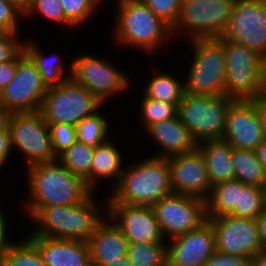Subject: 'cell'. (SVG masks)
Listing matches in <instances>:
<instances>
[{"instance_id":"cell-36","label":"cell","mask_w":266,"mask_h":266,"mask_svg":"<svg viewBox=\"0 0 266 266\" xmlns=\"http://www.w3.org/2000/svg\"><path fill=\"white\" fill-rule=\"evenodd\" d=\"M52 139V149L56 157L71 147L76 141L74 125L56 123L48 124Z\"/></svg>"},{"instance_id":"cell-39","label":"cell","mask_w":266,"mask_h":266,"mask_svg":"<svg viewBox=\"0 0 266 266\" xmlns=\"http://www.w3.org/2000/svg\"><path fill=\"white\" fill-rule=\"evenodd\" d=\"M19 16L23 13L6 0H0V28L7 33H18Z\"/></svg>"},{"instance_id":"cell-3","label":"cell","mask_w":266,"mask_h":266,"mask_svg":"<svg viewBox=\"0 0 266 266\" xmlns=\"http://www.w3.org/2000/svg\"><path fill=\"white\" fill-rule=\"evenodd\" d=\"M92 192L84 201L74 205L41 208L31 219L39 226L31 234L53 239L87 242L97 225L106 217ZM94 195V196H93Z\"/></svg>"},{"instance_id":"cell-17","label":"cell","mask_w":266,"mask_h":266,"mask_svg":"<svg viewBox=\"0 0 266 266\" xmlns=\"http://www.w3.org/2000/svg\"><path fill=\"white\" fill-rule=\"evenodd\" d=\"M173 193L206 200L212 185L201 151L195 150L168 157Z\"/></svg>"},{"instance_id":"cell-16","label":"cell","mask_w":266,"mask_h":266,"mask_svg":"<svg viewBox=\"0 0 266 266\" xmlns=\"http://www.w3.org/2000/svg\"><path fill=\"white\" fill-rule=\"evenodd\" d=\"M106 215L122 231L129 243L151 244L165 241L152 206L106 203Z\"/></svg>"},{"instance_id":"cell-41","label":"cell","mask_w":266,"mask_h":266,"mask_svg":"<svg viewBox=\"0 0 266 266\" xmlns=\"http://www.w3.org/2000/svg\"><path fill=\"white\" fill-rule=\"evenodd\" d=\"M204 266H252V259L216 251Z\"/></svg>"},{"instance_id":"cell-5","label":"cell","mask_w":266,"mask_h":266,"mask_svg":"<svg viewBox=\"0 0 266 266\" xmlns=\"http://www.w3.org/2000/svg\"><path fill=\"white\" fill-rule=\"evenodd\" d=\"M217 39L225 54V96L252 100L266 93V60L246 46Z\"/></svg>"},{"instance_id":"cell-1","label":"cell","mask_w":266,"mask_h":266,"mask_svg":"<svg viewBox=\"0 0 266 266\" xmlns=\"http://www.w3.org/2000/svg\"><path fill=\"white\" fill-rule=\"evenodd\" d=\"M26 169L29 199L24 208L30 220L43 207L78 204L93 192L81 177L68 171L58 160Z\"/></svg>"},{"instance_id":"cell-40","label":"cell","mask_w":266,"mask_h":266,"mask_svg":"<svg viewBox=\"0 0 266 266\" xmlns=\"http://www.w3.org/2000/svg\"><path fill=\"white\" fill-rule=\"evenodd\" d=\"M21 42L18 39V33L5 32L0 37V63L13 59L23 49L24 42Z\"/></svg>"},{"instance_id":"cell-48","label":"cell","mask_w":266,"mask_h":266,"mask_svg":"<svg viewBox=\"0 0 266 266\" xmlns=\"http://www.w3.org/2000/svg\"><path fill=\"white\" fill-rule=\"evenodd\" d=\"M266 175V139L255 150Z\"/></svg>"},{"instance_id":"cell-49","label":"cell","mask_w":266,"mask_h":266,"mask_svg":"<svg viewBox=\"0 0 266 266\" xmlns=\"http://www.w3.org/2000/svg\"><path fill=\"white\" fill-rule=\"evenodd\" d=\"M6 1L13 4L17 9H19L24 14L29 8L32 0H6Z\"/></svg>"},{"instance_id":"cell-2","label":"cell","mask_w":266,"mask_h":266,"mask_svg":"<svg viewBox=\"0 0 266 266\" xmlns=\"http://www.w3.org/2000/svg\"><path fill=\"white\" fill-rule=\"evenodd\" d=\"M112 187L107 203L153 206L173 193L168 158L152 156L129 164Z\"/></svg>"},{"instance_id":"cell-33","label":"cell","mask_w":266,"mask_h":266,"mask_svg":"<svg viewBox=\"0 0 266 266\" xmlns=\"http://www.w3.org/2000/svg\"><path fill=\"white\" fill-rule=\"evenodd\" d=\"M60 3L65 15V26L75 28L89 20L103 2L101 0H60Z\"/></svg>"},{"instance_id":"cell-42","label":"cell","mask_w":266,"mask_h":266,"mask_svg":"<svg viewBox=\"0 0 266 266\" xmlns=\"http://www.w3.org/2000/svg\"><path fill=\"white\" fill-rule=\"evenodd\" d=\"M17 67V55L8 62L0 63V93L14 78Z\"/></svg>"},{"instance_id":"cell-29","label":"cell","mask_w":266,"mask_h":266,"mask_svg":"<svg viewBox=\"0 0 266 266\" xmlns=\"http://www.w3.org/2000/svg\"><path fill=\"white\" fill-rule=\"evenodd\" d=\"M95 147L76 141L57 160L71 173L81 177L90 188V171Z\"/></svg>"},{"instance_id":"cell-52","label":"cell","mask_w":266,"mask_h":266,"mask_svg":"<svg viewBox=\"0 0 266 266\" xmlns=\"http://www.w3.org/2000/svg\"><path fill=\"white\" fill-rule=\"evenodd\" d=\"M264 211H266V185L264 187Z\"/></svg>"},{"instance_id":"cell-10","label":"cell","mask_w":266,"mask_h":266,"mask_svg":"<svg viewBox=\"0 0 266 266\" xmlns=\"http://www.w3.org/2000/svg\"><path fill=\"white\" fill-rule=\"evenodd\" d=\"M8 129L11 149L17 148L27 159V166L57 160L50 129L40 111L12 112Z\"/></svg>"},{"instance_id":"cell-38","label":"cell","mask_w":266,"mask_h":266,"mask_svg":"<svg viewBox=\"0 0 266 266\" xmlns=\"http://www.w3.org/2000/svg\"><path fill=\"white\" fill-rule=\"evenodd\" d=\"M38 13L46 17L48 21L58 22L65 26V15L60 0H32L23 17L27 15L31 17Z\"/></svg>"},{"instance_id":"cell-43","label":"cell","mask_w":266,"mask_h":266,"mask_svg":"<svg viewBox=\"0 0 266 266\" xmlns=\"http://www.w3.org/2000/svg\"><path fill=\"white\" fill-rule=\"evenodd\" d=\"M12 153L9 130H0V168L8 161Z\"/></svg>"},{"instance_id":"cell-34","label":"cell","mask_w":266,"mask_h":266,"mask_svg":"<svg viewBox=\"0 0 266 266\" xmlns=\"http://www.w3.org/2000/svg\"><path fill=\"white\" fill-rule=\"evenodd\" d=\"M262 212H264V187L247 185L241 191L240 208H235L230 215L256 219Z\"/></svg>"},{"instance_id":"cell-45","label":"cell","mask_w":266,"mask_h":266,"mask_svg":"<svg viewBox=\"0 0 266 266\" xmlns=\"http://www.w3.org/2000/svg\"><path fill=\"white\" fill-rule=\"evenodd\" d=\"M252 101L254 102L256 110L258 111L266 139V93H263L259 97L252 99Z\"/></svg>"},{"instance_id":"cell-30","label":"cell","mask_w":266,"mask_h":266,"mask_svg":"<svg viewBox=\"0 0 266 266\" xmlns=\"http://www.w3.org/2000/svg\"><path fill=\"white\" fill-rule=\"evenodd\" d=\"M75 129L77 141L89 146L96 147L110 139L108 120L99 110L82 119L75 125Z\"/></svg>"},{"instance_id":"cell-6","label":"cell","mask_w":266,"mask_h":266,"mask_svg":"<svg viewBox=\"0 0 266 266\" xmlns=\"http://www.w3.org/2000/svg\"><path fill=\"white\" fill-rule=\"evenodd\" d=\"M235 100L228 96H204L184 93L178 103L177 117L194 141L222 140L227 112Z\"/></svg>"},{"instance_id":"cell-35","label":"cell","mask_w":266,"mask_h":266,"mask_svg":"<svg viewBox=\"0 0 266 266\" xmlns=\"http://www.w3.org/2000/svg\"><path fill=\"white\" fill-rule=\"evenodd\" d=\"M140 106V121L145 130L153 123L177 117L178 104L157 101L144 95Z\"/></svg>"},{"instance_id":"cell-13","label":"cell","mask_w":266,"mask_h":266,"mask_svg":"<svg viewBox=\"0 0 266 266\" xmlns=\"http://www.w3.org/2000/svg\"><path fill=\"white\" fill-rule=\"evenodd\" d=\"M47 89L36 65L22 49L17 54L15 76L0 93V101L11 113L39 111Z\"/></svg>"},{"instance_id":"cell-44","label":"cell","mask_w":266,"mask_h":266,"mask_svg":"<svg viewBox=\"0 0 266 266\" xmlns=\"http://www.w3.org/2000/svg\"><path fill=\"white\" fill-rule=\"evenodd\" d=\"M3 210L0 211V259L5 255L10 245L13 243L12 241H8L7 238V217L5 216Z\"/></svg>"},{"instance_id":"cell-8","label":"cell","mask_w":266,"mask_h":266,"mask_svg":"<svg viewBox=\"0 0 266 266\" xmlns=\"http://www.w3.org/2000/svg\"><path fill=\"white\" fill-rule=\"evenodd\" d=\"M103 103L72 78L49 87L43 97L40 113L47 124L76 125L98 111Z\"/></svg>"},{"instance_id":"cell-47","label":"cell","mask_w":266,"mask_h":266,"mask_svg":"<svg viewBox=\"0 0 266 266\" xmlns=\"http://www.w3.org/2000/svg\"><path fill=\"white\" fill-rule=\"evenodd\" d=\"M11 116V112L0 101V130H9L8 123Z\"/></svg>"},{"instance_id":"cell-19","label":"cell","mask_w":266,"mask_h":266,"mask_svg":"<svg viewBox=\"0 0 266 266\" xmlns=\"http://www.w3.org/2000/svg\"><path fill=\"white\" fill-rule=\"evenodd\" d=\"M167 243V266H204L216 252L215 234L207 221Z\"/></svg>"},{"instance_id":"cell-11","label":"cell","mask_w":266,"mask_h":266,"mask_svg":"<svg viewBox=\"0 0 266 266\" xmlns=\"http://www.w3.org/2000/svg\"><path fill=\"white\" fill-rule=\"evenodd\" d=\"M152 207L161 233L169 241L200 228L208 220L206 200L192 196L172 193Z\"/></svg>"},{"instance_id":"cell-12","label":"cell","mask_w":266,"mask_h":266,"mask_svg":"<svg viewBox=\"0 0 266 266\" xmlns=\"http://www.w3.org/2000/svg\"><path fill=\"white\" fill-rule=\"evenodd\" d=\"M220 37L246 46L266 60V0H236Z\"/></svg>"},{"instance_id":"cell-53","label":"cell","mask_w":266,"mask_h":266,"mask_svg":"<svg viewBox=\"0 0 266 266\" xmlns=\"http://www.w3.org/2000/svg\"><path fill=\"white\" fill-rule=\"evenodd\" d=\"M5 33L3 29L0 28V37Z\"/></svg>"},{"instance_id":"cell-24","label":"cell","mask_w":266,"mask_h":266,"mask_svg":"<svg viewBox=\"0 0 266 266\" xmlns=\"http://www.w3.org/2000/svg\"><path fill=\"white\" fill-rule=\"evenodd\" d=\"M112 142L109 139L94 149L90 171V189L92 191L96 189L98 180L103 178H114L115 182L113 184L115 186L124 170V167H121L123 162L121 151Z\"/></svg>"},{"instance_id":"cell-4","label":"cell","mask_w":266,"mask_h":266,"mask_svg":"<svg viewBox=\"0 0 266 266\" xmlns=\"http://www.w3.org/2000/svg\"><path fill=\"white\" fill-rule=\"evenodd\" d=\"M114 36L118 45L157 54V47L173 37L172 28L140 0H118Z\"/></svg>"},{"instance_id":"cell-46","label":"cell","mask_w":266,"mask_h":266,"mask_svg":"<svg viewBox=\"0 0 266 266\" xmlns=\"http://www.w3.org/2000/svg\"><path fill=\"white\" fill-rule=\"evenodd\" d=\"M255 220L258 226L259 240L262 250H266V211L262 212Z\"/></svg>"},{"instance_id":"cell-18","label":"cell","mask_w":266,"mask_h":266,"mask_svg":"<svg viewBox=\"0 0 266 266\" xmlns=\"http://www.w3.org/2000/svg\"><path fill=\"white\" fill-rule=\"evenodd\" d=\"M222 140L232 148L253 151L265 140L261 120L252 100H235L230 105Z\"/></svg>"},{"instance_id":"cell-14","label":"cell","mask_w":266,"mask_h":266,"mask_svg":"<svg viewBox=\"0 0 266 266\" xmlns=\"http://www.w3.org/2000/svg\"><path fill=\"white\" fill-rule=\"evenodd\" d=\"M71 65V78L90 91L103 105L112 95L122 93L130 86L128 77L104 58L81 55L74 58Z\"/></svg>"},{"instance_id":"cell-7","label":"cell","mask_w":266,"mask_h":266,"mask_svg":"<svg viewBox=\"0 0 266 266\" xmlns=\"http://www.w3.org/2000/svg\"><path fill=\"white\" fill-rule=\"evenodd\" d=\"M193 60L184 90L204 96L225 95L226 62L222 43L216 39L190 40Z\"/></svg>"},{"instance_id":"cell-25","label":"cell","mask_w":266,"mask_h":266,"mask_svg":"<svg viewBox=\"0 0 266 266\" xmlns=\"http://www.w3.org/2000/svg\"><path fill=\"white\" fill-rule=\"evenodd\" d=\"M246 186L236 179L212 186L206 199L207 218L230 215L235 208H240L241 191Z\"/></svg>"},{"instance_id":"cell-22","label":"cell","mask_w":266,"mask_h":266,"mask_svg":"<svg viewBox=\"0 0 266 266\" xmlns=\"http://www.w3.org/2000/svg\"><path fill=\"white\" fill-rule=\"evenodd\" d=\"M154 142L162 148L155 157L168 158L195 150L198 144L178 117L153 123L146 129Z\"/></svg>"},{"instance_id":"cell-23","label":"cell","mask_w":266,"mask_h":266,"mask_svg":"<svg viewBox=\"0 0 266 266\" xmlns=\"http://www.w3.org/2000/svg\"><path fill=\"white\" fill-rule=\"evenodd\" d=\"M197 148L205 159L212 186L234 179L233 148L228 142L224 140L204 141L199 143Z\"/></svg>"},{"instance_id":"cell-51","label":"cell","mask_w":266,"mask_h":266,"mask_svg":"<svg viewBox=\"0 0 266 266\" xmlns=\"http://www.w3.org/2000/svg\"><path fill=\"white\" fill-rule=\"evenodd\" d=\"M105 266H132L129 256H121L118 257L117 260L111 261L109 264Z\"/></svg>"},{"instance_id":"cell-27","label":"cell","mask_w":266,"mask_h":266,"mask_svg":"<svg viewBox=\"0 0 266 266\" xmlns=\"http://www.w3.org/2000/svg\"><path fill=\"white\" fill-rule=\"evenodd\" d=\"M234 179L245 185L265 187L266 175L256 151L233 148Z\"/></svg>"},{"instance_id":"cell-26","label":"cell","mask_w":266,"mask_h":266,"mask_svg":"<svg viewBox=\"0 0 266 266\" xmlns=\"http://www.w3.org/2000/svg\"><path fill=\"white\" fill-rule=\"evenodd\" d=\"M24 52L31 58L36 65L37 70L40 72L43 83L47 88L55 87L62 84L66 79L71 78L72 65H69V73L65 75L63 67V60L58 57V53L50 56H44L40 49L32 41L24 42Z\"/></svg>"},{"instance_id":"cell-37","label":"cell","mask_w":266,"mask_h":266,"mask_svg":"<svg viewBox=\"0 0 266 266\" xmlns=\"http://www.w3.org/2000/svg\"><path fill=\"white\" fill-rule=\"evenodd\" d=\"M152 12L162 19L171 28L176 25L179 18L183 0H140Z\"/></svg>"},{"instance_id":"cell-20","label":"cell","mask_w":266,"mask_h":266,"mask_svg":"<svg viewBox=\"0 0 266 266\" xmlns=\"http://www.w3.org/2000/svg\"><path fill=\"white\" fill-rule=\"evenodd\" d=\"M27 238L37 247L46 266H92L87 242L53 239L34 234Z\"/></svg>"},{"instance_id":"cell-21","label":"cell","mask_w":266,"mask_h":266,"mask_svg":"<svg viewBox=\"0 0 266 266\" xmlns=\"http://www.w3.org/2000/svg\"><path fill=\"white\" fill-rule=\"evenodd\" d=\"M92 266H105L118 257L128 255V239L106 215L87 240Z\"/></svg>"},{"instance_id":"cell-31","label":"cell","mask_w":266,"mask_h":266,"mask_svg":"<svg viewBox=\"0 0 266 266\" xmlns=\"http://www.w3.org/2000/svg\"><path fill=\"white\" fill-rule=\"evenodd\" d=\"M166 243H129L128 256L132 266H167Z\"/></svg>"},{"instance_id":"cell-32","label":"cell","mask_w":266,"mask_h":266,"mask_svg":"<svg viewBox=\"0 0 266 266\" xmlns=\"http://www.w3.org/2000/svg\"><path fill=\"white\" fill-rule=\"evenodd\" d=\"M1 266H46L37 247L28 239L13 242L1 259Z\"/></svg>"},{"instance_id":"cell-28","label":"cell","mask_w":266,"mask_h":266,"mask_svg":"<svg viewBox=\"0 0 266 266\" xmlns=\"http://www.w3.org/2000/svg\"><path fill=\"white\" fill-rule=\"evenodd\" d=\"M153 77L148 80L144 89L146 97L171 104H178L185 93L184 81L177 79L170 73H164L159 69L154 70Z\"/></svg>"},{"instance_id":"cell-50","label":"cell","mask_w":266,"mask_h":266,"mask_svg":"<svg viewBox=\"0 0 266 266\" xmlns=\"http://www.w3.org/2000/svg\"><path fill=\"white\" fill-rule=\"evenodd\" d=\"M252 266H266V250H262L252 258Z\"/></svg>"},{"instance_id":"cell-9","label":"cell","mask_w":266,"mask_h":266,"mask_svg":"<svg viewBox=\"0 0 266 266\" xmlns=\"http://www.w3.org/2000/svg\"><path fill=\"white\" fill-rule=\"evenodd\" d=\"M235 2L236 0H183L179 18L172 28L173 37L184 30V35L189 34V40L219 38L227 28Z\"/></svg>"},{"instance_id":"cell-15","label":"cell","mask_w":266,"mask_h":266,"mask_svg":"<svg viewBox=\"0 0 266 266\" xmlns=\"http://www.w3.org/2000/svg\"><path fill=\"white\" fill-rule=\"evenodd\" d=\"M207 221L214 230L216 251L249 259L262 251L255 219L223 215Z\"/></svg>"}]
</instances>
